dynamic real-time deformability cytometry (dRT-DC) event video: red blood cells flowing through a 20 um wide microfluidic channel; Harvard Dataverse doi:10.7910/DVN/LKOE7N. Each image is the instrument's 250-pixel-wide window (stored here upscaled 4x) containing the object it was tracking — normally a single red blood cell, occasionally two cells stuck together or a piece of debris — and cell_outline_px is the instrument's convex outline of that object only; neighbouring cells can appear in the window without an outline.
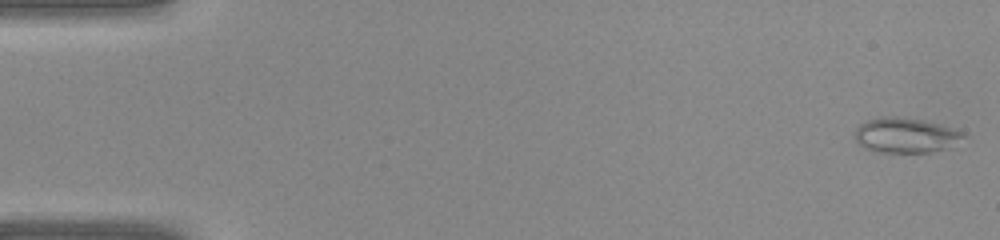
{"species": "common noctule bat (a hibernating species)", "species_latin": "Nyctalus noctula", "temperature_condition": "warm", "stored_images_in_passage": 40, "camera_frame_rate_fps": 3000, "um_per_image_px": 0.085, "animal": {"sex": "female", "body_mass_g": 22.0, "forearm_length_mm": 56.7}, "frame": {"image": 1, "passage_image": 1, "time_ms": 0.0, "image_size_px": [1000, 240], "cell_outline_px": [[968, 136], [944, 148], [928, 152], [876, 152], [864, 148], [852, 136], [856, 128], [860, 124], [868, 120], [880, 116], [900, 116], [924, 120], [952, 128], [964, 132]], "centroid_in_image_um": [76.92, 11.48], "position_along_channel_um": 8.1, "area_um2": 22.2}}
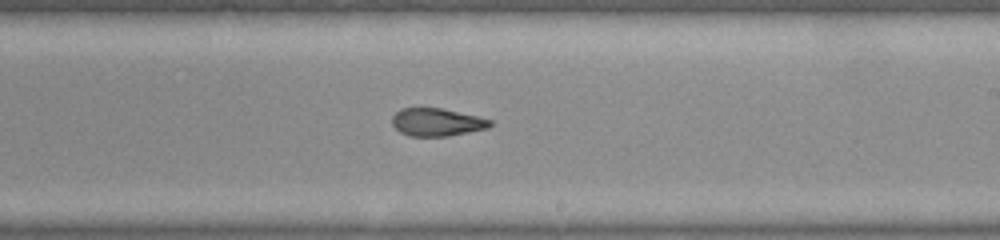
{"frame": {"image": 2, "passage_image": 24, "time_ms": 7.667, "image_size_px": [1000, 240], "cell_outline_px": [[492, 124], [488, 128], [448, 136], [408, 136], [400, 132], [392, 124], [392, 116], [400, 108], [440, 108], [476, 116], [492, 120]], "centroid_in_image_um": [37.1, 10.39], "position_along_channel_um": 251.9, "area_um2": 15.78}}
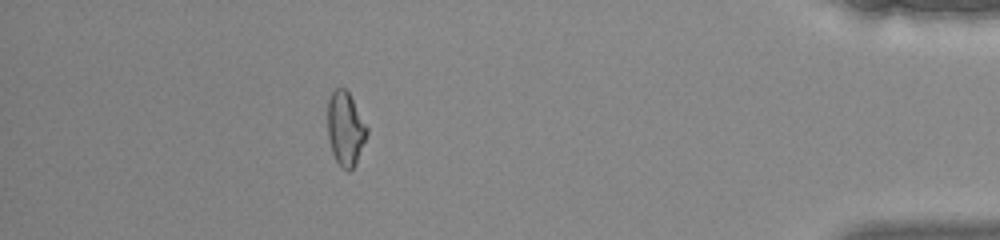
{"frame": {"image": 3, "passage_image": 36, "time_ms": 11.667, "image_size_px": [1000, 240], "cell_outline_px": [[368, 132], [356, 164], [348, 172], [340, 168], [332, 152], [328, 136], [328, 100], [332, 92], [336, 88], [344, 88], [348, 92], [368, 128]], "centroid_in_image_um": [29.36, 10.97], "position_along_channel_um": 405.8, "area_um2": 16.82}}